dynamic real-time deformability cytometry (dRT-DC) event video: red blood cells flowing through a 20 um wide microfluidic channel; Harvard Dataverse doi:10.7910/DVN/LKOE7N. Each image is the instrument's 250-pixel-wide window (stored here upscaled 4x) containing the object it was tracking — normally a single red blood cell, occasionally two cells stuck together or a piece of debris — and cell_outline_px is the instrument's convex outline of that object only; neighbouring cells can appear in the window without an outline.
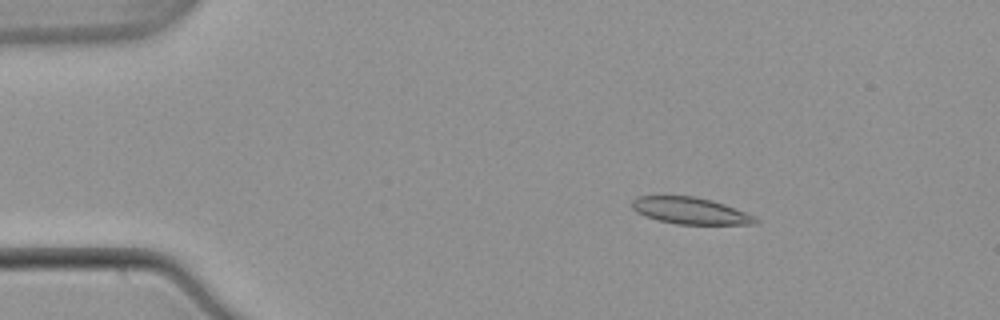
{"species": "common noctule bat (a hibernating species)", "species_latin": "Nyctalus noctula", "temperature_condition": "warm", "stored_images_in_passage": 54, "camera_frame_rate_fps": 3000, "um_per_image_px": 0.085, "animal": {"sex": "male", "body_mass_g": 21.5, "forearm_length_mm": 52.0}, "frame": {"image": 1, "passage_image": 9, "time_ms": 2.667, "image_size_px": [1000, 320], "cell_outline_px": [[760, 220], [756, 224], [676, 224], [660, 220], [636, 212], [632, 208], [632, 200], [636, 196], [696, 196], [712, 200], [724, 204], [756, 216]], "centroid_in_image_um": [58.71, 17.91], "position_along_channel_um": 26.3, "area_um2": 19.13}}
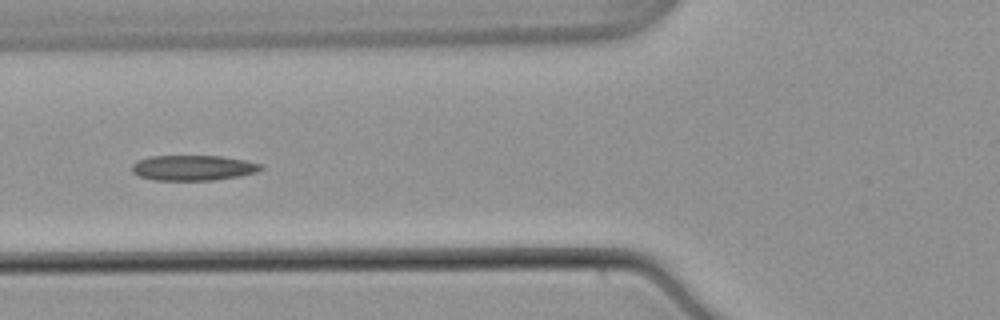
{"frame": {"image": 2, "passage_image": 21, "time_ms": 6.667, "image_size_px": [1000, 320], "cell_outline_px": [[264, 168], [256, 172], [240, 176], [212, 180], [152, 180], [140, 176], [132, 172], [132, 164], [136, 160], [148, 156], [220, 156], [244, 160], [264, 164]], "centroid_in_image_um": [16.41, 14.26], "position_along_channel_um": 109.4, "area_um2": 19.13}}
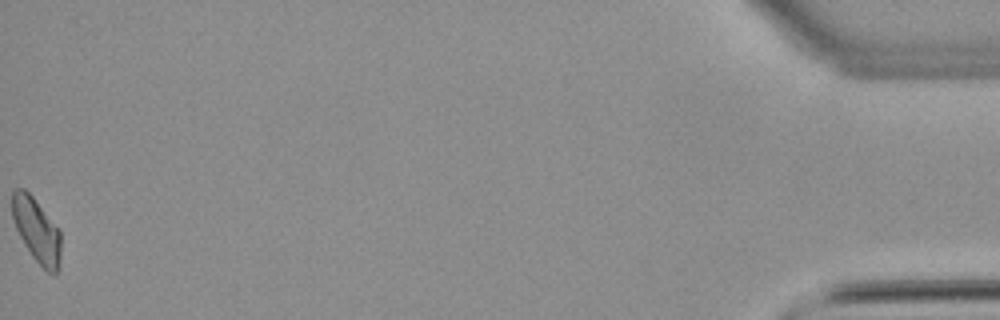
{"frame": {"image": 3, "passage_image": 54, "time_ms": 17.667, "image_size_px": [1000, 320], "cell_outline_px": [[60, 264], [56, 272], [52, 276], [32, 256], [24, 244], [16, 228], [12, 216], [12, 192], [16, 188], [24, 188], [32, 196], [60, 228]], "centroid_in_image_um": [3.12, 19.56], "position_along_channel_um": 432.1, "area_um2": 18.26}}